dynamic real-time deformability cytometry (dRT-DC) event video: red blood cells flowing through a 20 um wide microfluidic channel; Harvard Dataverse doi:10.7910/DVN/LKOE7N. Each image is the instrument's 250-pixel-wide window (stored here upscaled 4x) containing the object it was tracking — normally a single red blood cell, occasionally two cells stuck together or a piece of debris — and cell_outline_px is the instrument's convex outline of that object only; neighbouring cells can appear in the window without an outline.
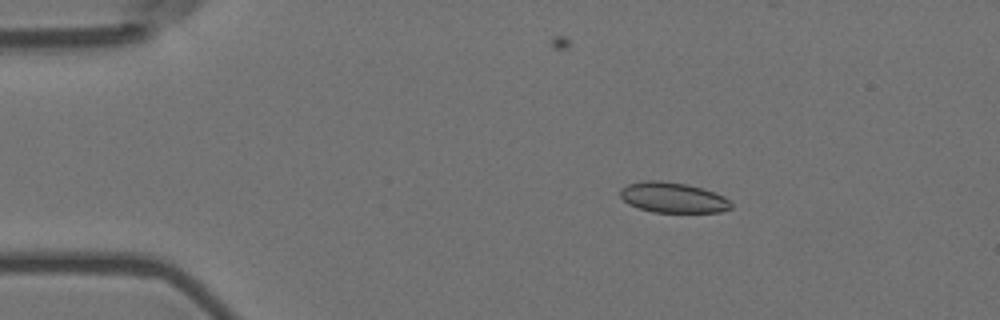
{"species": "Egyptian fruit bat (a non-hibernating species)", "species_latin": "Rousettus aegyptiacus", "temperature_condition": "room temperature", "stored_images_in_passage": 57, "camera_frame_rate_fps": 3000, "um_per_image_px": 0.085, "animal": {"sex": "female"}, "frame": {"image": 1, "passage_image": 10, "time_ms": 3.0, "image_size_px": [1000, 320], "cell_outline_px": [[732, 208], [720, 212], [652, 212], [628, 204], [620, 196], [620, 188], [628, 184], [644, 180], [660, 180], [688, 184], [724, 196], [732, 204]], "centroid_in_image_um": [57.17, 16.79], "position_along_channel_um": 27.8, "area_um2": 19.59}}
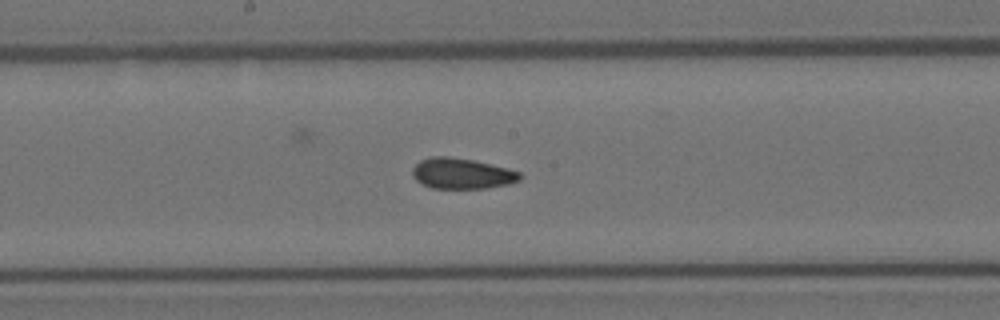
{"frame": {"image": 2, "passage_image": 30, "time_ms": 9.667, "image_size_px": [1000, 320], "cell_outline_px": [[524, 176], [520, 180], [508, 184], [484, 188], [432, 188], [416, 180], [412, 176], [412, 168], [420, 160], [432, 156], [448, 156], [472, 160], [492, 164], [508, 168], [520, 172]], "centroid_in_image_um": [39.27, 14.74], "position_along_channel_um": 208.9, "area_um2": 19.25}}
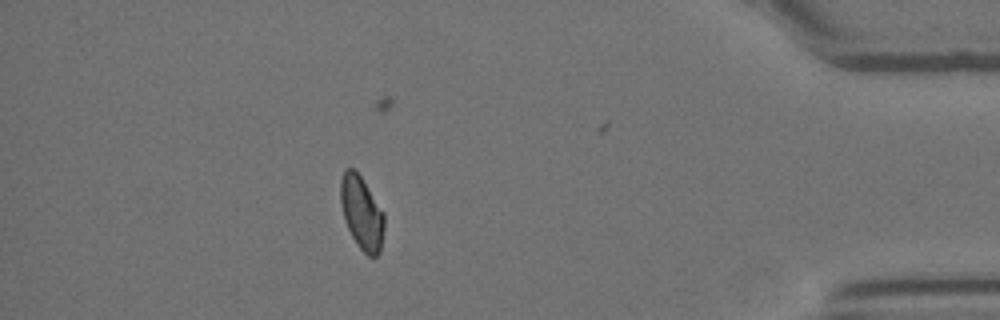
{"frame": {"image": 3, "passage_image": 50, "time_ms": 16.333, "image_size_px": [1000, 320], "cell_outline_px": [[384, 228], [380, 252], [376, 256], [368, 256], [356, 244], [344, 220], [340, 200], [340, 180], [344, 168], [356, 168], [384, 212]], "centroid_in_image_um": [30.73, 18.05], "position_along_channel_um": 404.5, "area_um2": 18.9}, "authors_computed_cell_mechanics": {"area_um2": 19.4208, "velocity_mm_per_s": 3.624, "shape_relaxation_time_tau1_ms": null, "shape_relaxation_time_tau2_ms": 3.0394, "deformation_change_tau1": null, "deformation_change_tau2": 0.0746}}